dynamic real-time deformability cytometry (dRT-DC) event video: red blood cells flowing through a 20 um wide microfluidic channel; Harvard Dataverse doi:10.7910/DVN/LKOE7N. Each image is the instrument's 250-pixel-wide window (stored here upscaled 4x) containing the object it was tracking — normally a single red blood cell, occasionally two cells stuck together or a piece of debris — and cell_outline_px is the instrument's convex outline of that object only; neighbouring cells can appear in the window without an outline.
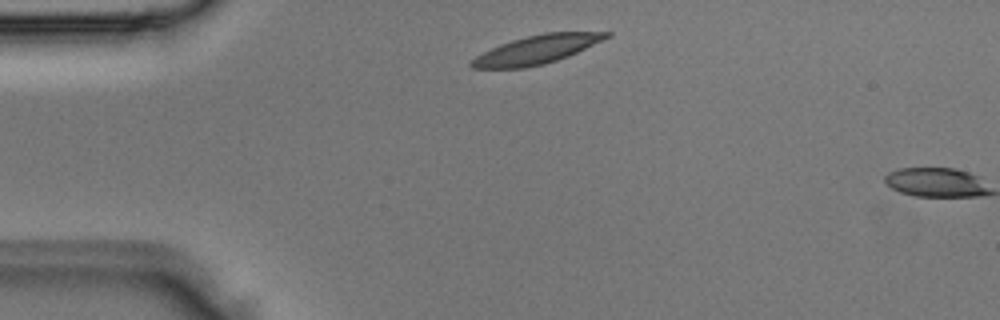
{"species": "Egyptian fruit bat (a non-hibernating species)", "species_latin": "Rousettus aegyptiacus", "temperature_condition": "room temperature", "stored_images_in_passage": 2, "segment_of_instrument_passage": [1, 2], "camera_frame_rate_fps": 3000, "um_per_image_px": 0.085, "animal": {"sex": "male"}, "frame": {"image": 1, "passage_image": 1, "time_ms": 0.0, "image_size_px": [1000, 320], "cell_outline_px": [[612, 36], [568, 56], [544, 64], [524, 68], [472, 68], [468, 64], [476, 56], [500, 44], [512, 40], [544, 32], [612, 32]], "centroid_in_image_um": [45.63, 4.21], "position_along_channel_um": 39.4, "area_um2": 22.2}}